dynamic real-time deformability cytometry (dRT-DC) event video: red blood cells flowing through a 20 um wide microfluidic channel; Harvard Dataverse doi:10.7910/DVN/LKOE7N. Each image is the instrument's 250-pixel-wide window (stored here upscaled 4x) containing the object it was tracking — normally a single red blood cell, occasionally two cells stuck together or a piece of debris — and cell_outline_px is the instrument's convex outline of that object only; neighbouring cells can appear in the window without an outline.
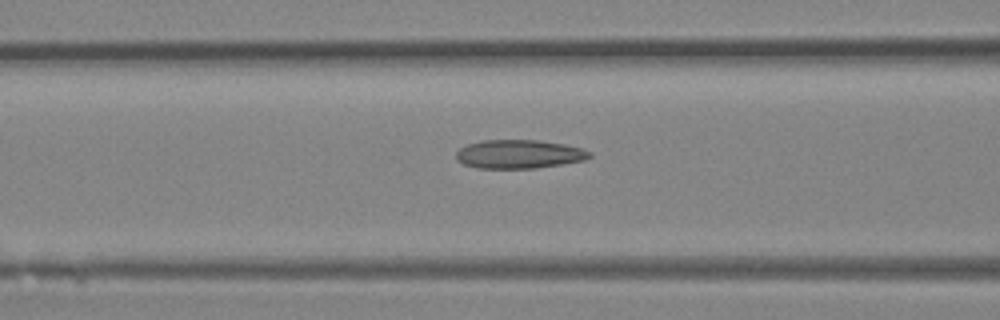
{"species": "Egyptian fruit bat (a non-hibernating species)", "species_latin": "Rousettus aegyptiacus", "temperature_condition": "room temperature", "stored_images_in_passage": 25, "camera_frame_rate_fps": 3000, "um_per_image_px": 0.085, "animal": {"sex": "female"}, "frame": {"image": 1, "passage_image": 9, "time_ms": 2.667, "image_size_px": [1000, 320], "cell_outline_px": [[592, 156], [584, 160], [536, 168], [476, 168], [464, 164], [456, 160], [456, 152], [460, 148], [468, 144], [480, 140], [536, 140], [564, 144], [580, 148], [592, 152]], "centroid_in_image_um": [44.09, 13.1], "position_along_channel_um": 122.5, "area_um2": 22.25}}
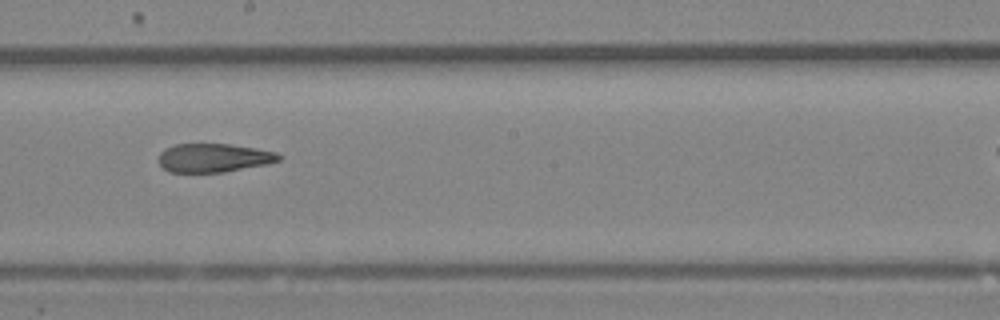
{"frame": {"image": 2, "passage_image": 15, "time_ms": 4.667, "image_size_px": [1000, 320], "cell_outline_px": [[284, 156], [280, 160], [268, 164], [224, 172], [168, 172], [160, 164], [160, 152], [164, 148], [176, 144], [232, 144], [256, 148], [276, 152]], "centroid_in_image_um": [18.2, 13.41], "position_along_channel_um": 230.0, "area_um2": 20.17}}
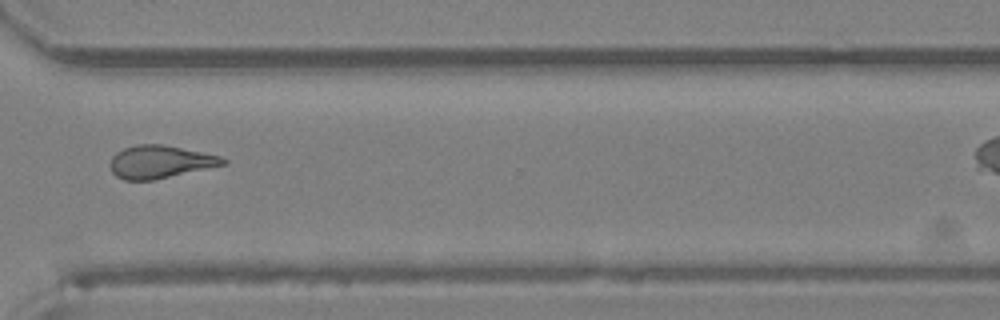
{"frame": {"image": 3, "passage_image": 22, "time_ms": 7.0, "image_size_px": [1000, 320], "cell_outline_px": [[228, 164], [152, 180], [124, 180], [116, 176], [112, 172], [108, 164], [112, 156], [116, 152], [124, 148], [136, 144], [164, 144], [220, 156], [228, 160]], "centroid_in_image_um": [13.59, 13.75], "position_along_channel_um": 357.0, "area_um2": 21.68}}